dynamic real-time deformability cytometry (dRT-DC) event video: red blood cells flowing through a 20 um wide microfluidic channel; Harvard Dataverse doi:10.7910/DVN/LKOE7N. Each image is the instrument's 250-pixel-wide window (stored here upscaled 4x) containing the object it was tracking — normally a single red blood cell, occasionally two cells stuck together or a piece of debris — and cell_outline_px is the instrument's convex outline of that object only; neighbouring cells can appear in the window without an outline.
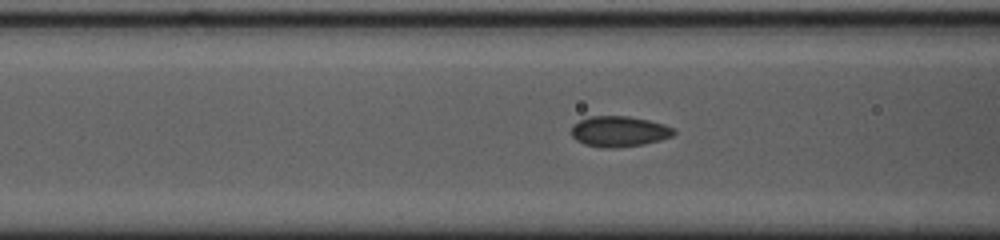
{"species": "common noctule bat (a hibernating species)", "species_latin": "Nyctalus noctula", "temperature_condition": "cold", "stored_images_in_passage": 40, "camera_frame_rate_fps": 3000, "um_per_image_px": 0.085, "animal": {"sex": "female", "body_mass_g": 23.0, "forearm_length_mm": 53.4}, "frame": {"image": 1, "passage_image": 18, "time_ms": 5.667, "image_size_px": [1000, 240], "cell_outline_px": [[676, 132], [672, 136], [660, 140], [644, 144], [616, 148], [604, 148], [584, 144], [576, 140], [572, 136], [572, 124], [580, 120], [592, 116], [628, 116], [648, 120], [664, 124], [676, 128]], "centroid_in_image_um": [52.64, 11.17], "position_along_channel_um": 114.0, "area_um2": 18.38}}
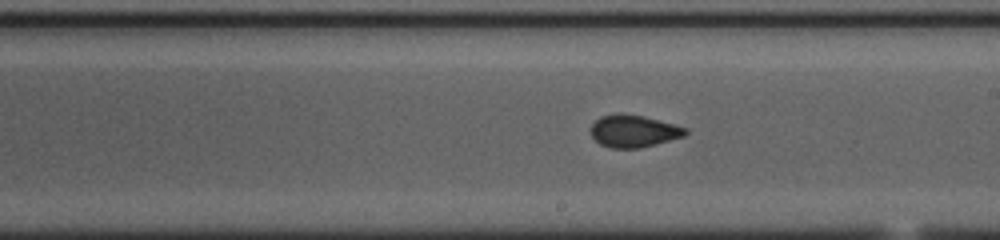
{"frame": {"image": 2, "passage_image": 28, "time_ms": 9.0, "image_size_px": [1000, 240], "cell_outline_px": [[688, 132], [684, 136], [656, 144], [640, 148], [612, 148], [600, 144], [592, 136], [592, 124], [600, 116], [616, 112], [620, 112], [644, 116], [676, 124], [688, 128]], "centroid_in_image_um": [53.88, 11.12], "position_along_channel_um": 235.1, "area_um2": 17.98}}
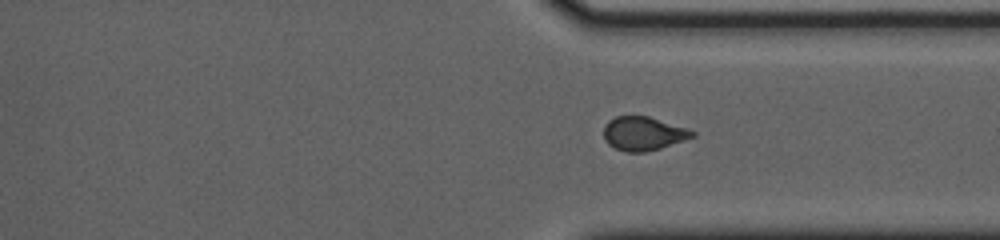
{"frame": {"image": 3, "passage_image": 38, "time_ms": 12.333, "image_size_px": [1000, 240], "cell_outline_px": [[696, 136], [660, 148], [644, 152], [628, 152], [616, 148], [608, 144], [604, 140], [604, 124], [608, 120], [616, 116], [648, 116], [688, 128], [696, 132]], "centroid_in_image_um": [54.68, 11.34], "position_along_channel_um": 356.7, "area_um2": 17.46}}